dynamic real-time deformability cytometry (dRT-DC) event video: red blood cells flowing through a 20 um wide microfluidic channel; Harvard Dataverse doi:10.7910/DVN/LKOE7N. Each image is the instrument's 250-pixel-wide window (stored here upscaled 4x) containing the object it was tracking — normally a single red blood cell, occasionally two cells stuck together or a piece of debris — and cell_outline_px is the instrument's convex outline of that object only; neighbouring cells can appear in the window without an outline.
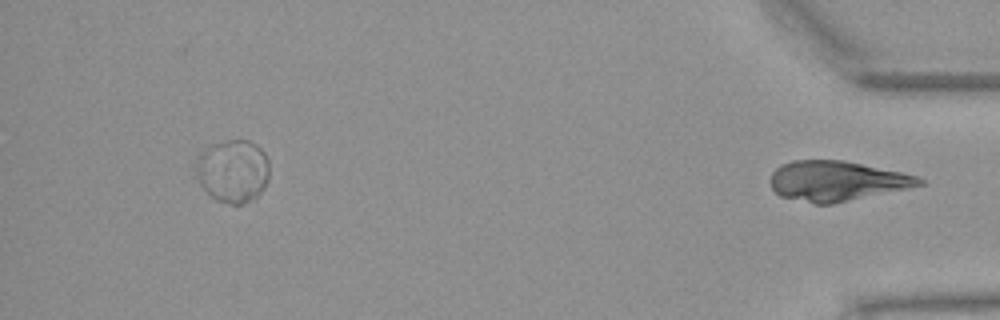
{"species": "Egyptian fruit bat (a non-hibernating species)", "species_latin": "Rousettus aegyptiacus", "temperature_condition": "warm", "stored_images_in_passage": 51, "segment_of_instrument_passage": [2, 2], "camera_frame_rate_fps": 3000, "um_per_image_px": 0.085, "animal": {"sex": "female"}, "frame": {"image": 1, "passage_image": 51, "time_ms": 16.667, "image_size_px": [1000, 320], "cell_outline_px": [[924, 184], [908, 188], [832, 204], [812, 204], [780, 196], [772, 188], [768, 180], [772, 172], [780, 164], [792, 160], [844, 160], [900, 172], [916, 176], [924, 180]], "centroid_in_image_um": [71.06, 15.38], "position_along_channel_um": 364.1, "area_um2": 34.74}}